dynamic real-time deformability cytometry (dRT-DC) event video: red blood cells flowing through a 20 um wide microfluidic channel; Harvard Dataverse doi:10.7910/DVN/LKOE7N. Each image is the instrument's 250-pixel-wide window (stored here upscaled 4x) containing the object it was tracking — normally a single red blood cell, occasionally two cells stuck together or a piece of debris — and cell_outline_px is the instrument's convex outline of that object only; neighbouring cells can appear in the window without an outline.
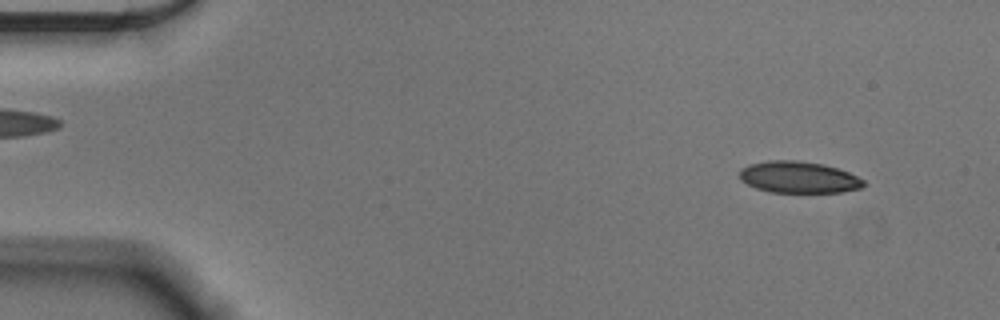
{"species": "Egyptian fruit bat (a non-hibernating species)", "species_latin": "Rousettus aegyptiacus", "temperature_condition": "cold", "stored_images_in_passage": 16, "camera_frame_rate_fps": 3000, "um_per_image_px": 0.085, "animal": {"sex": "male"}, "frame": {"image": 1, "passage_image": 4, "time_ms": 1.0, "image_size_px": [1000, 320], "cell_outline_px": [[864, 184], [860, 188], [844, 192], [768, 192], [756, 188], [740, 180], [740, 168], [748, 164], [768, 160], [796, 160], [824, 164], [848, 172], [864, 180]], "centroid_in_image_um": [67.85, 15.06], "position_along_channel_um": 17.2, "area_um2": 22.89}}
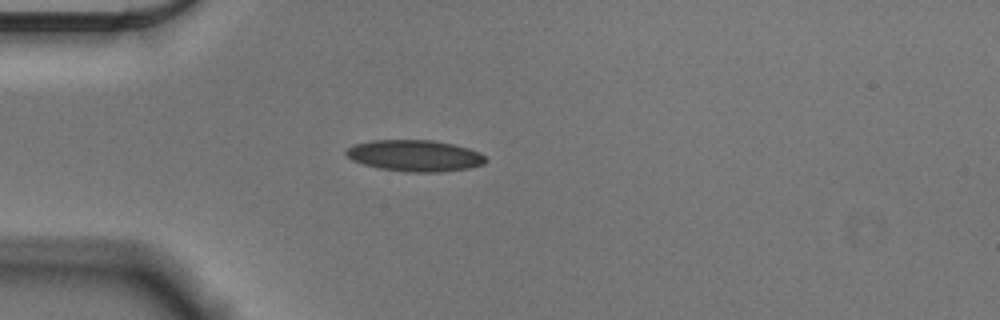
{"frame": {"image": 2, "passage_image": 14, "time_ms": 4.333, "image_size_px": [1000, 320], "cell_outline_px": [[488, 160], [484, 164], [472, 168], [444, 172], [404, 172], [380, 168], [364, 164], [352, 160], [344, 156], [344, 152], [352, 144], [372, 140], [432, 140], [452, 144], [468, 148], [480, 152]], "centroid_in_image_um": [35.26, 13.24], "position_along_channel_um": 49.7, "area_um2": 25.84}}